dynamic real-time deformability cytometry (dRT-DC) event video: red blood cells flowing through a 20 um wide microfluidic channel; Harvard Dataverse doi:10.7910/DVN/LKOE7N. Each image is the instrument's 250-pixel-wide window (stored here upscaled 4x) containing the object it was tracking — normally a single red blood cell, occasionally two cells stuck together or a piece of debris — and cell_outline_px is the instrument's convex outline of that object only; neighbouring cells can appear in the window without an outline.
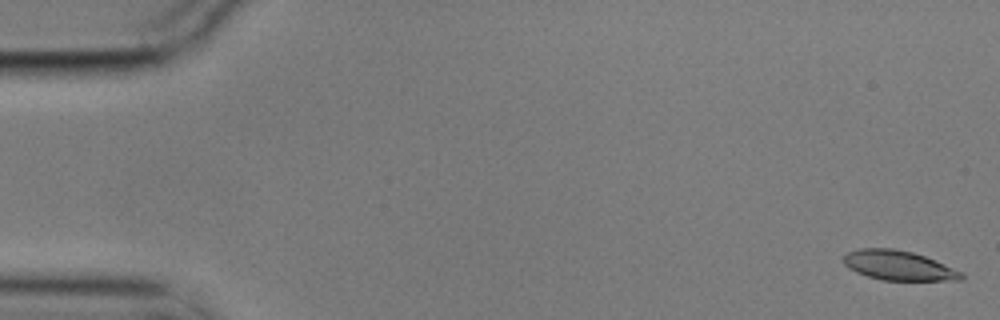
{"species": "common noctule bat (a hibernating species)", "species_latin": "Nyctalus noctula", "temperature_condition": "cold", "stored_images_in_passage": 56, "camera_frame_rate_fps": 3000, "um_per_image_px": 0.085, "animal": {"sex": "male", "body_mass_g": 17.9}, "frame": {"image": 1, "passage_image": 1, "time_ms": 0.0, "image_size_px": [1000, 320], "cell_outline_px": [[964, 276], [960, 280], [880, 280], [856, 272], [848, 268], [844, 264], [844, 256], [848, 252], [860, 248], [892, 248], [912, 252], [936, 260], [964, 272]], "centroid_in_image_um": [76.39, 22.56], "position_along_channel_um": 8.6, "area_um2": 20.35}}
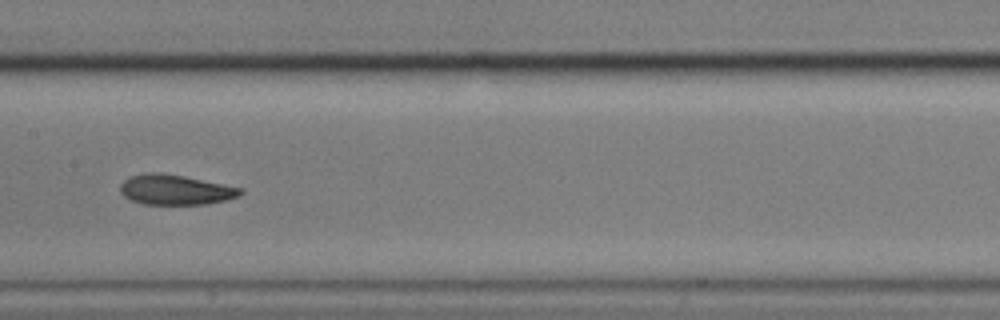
{"frame": {"image": 2, "passage_image": 28, "time_ms": 9.0, "image_size_px": [1000, 320], "cell_outline_px": [[244, 192], [240, 196], [224, 200], [204, 204], [144, 204], [132, 200], [124, 196], [120, 192], [120, 184], [128, 176], [144, 172], [160, 172], [184, 176], [244, 188]], "centroid_in_image_um": [14.9, 16.11], "position_along_channel_um": 192.5, "area_um2": 21.21}}
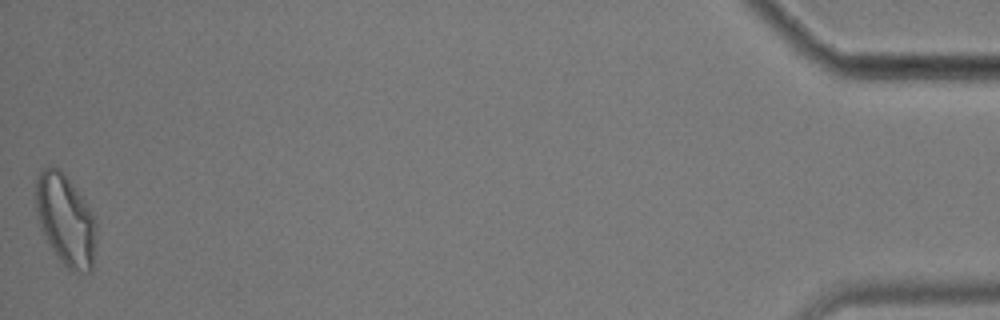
{"frame": {"image": 3, "passage_image": 56, "time_ms": 18.333, "image_size_px": [1000, 320], "cell_outline_px": [[96, 240], [92, 268], [88, 272], [72, 272], [60, 260], [48, 244], [40, 228], [36, 208], [36, 176], [48, 164], [52, 164], [60, 168], [64, 172], [84, 200], [92, 212], [96, 220]], "centroid_in_image_um": [5.57, 18.67], "position_along_channel_um": 429.6, "area_um2": 32.43}, "authors_computed_cell_mechanics": {"area_um2": 21.6172, "velocity_mm_per_s": 3.5319, "shape_relaxation_time_tau1_ms": 4.3971, "shape_relaxation_time_tau2_ms": 3.87, "deformation_change_tau1": 0.1475, "deformation_change_tau2": 0.1127}}